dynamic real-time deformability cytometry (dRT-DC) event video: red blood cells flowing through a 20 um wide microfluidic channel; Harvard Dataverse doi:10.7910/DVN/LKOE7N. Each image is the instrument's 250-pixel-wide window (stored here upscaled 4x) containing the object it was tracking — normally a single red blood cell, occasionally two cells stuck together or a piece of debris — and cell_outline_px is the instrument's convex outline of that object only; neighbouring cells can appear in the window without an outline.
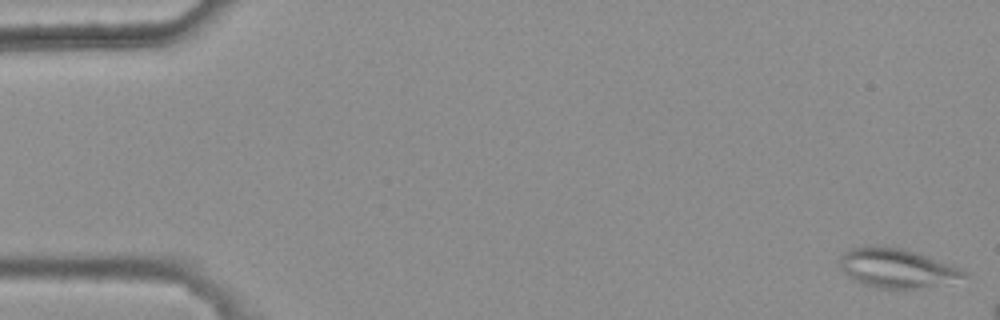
{"species": "common noctule bat (a hibernating species)", "species_latin": "Nyctalus noctula", "temperature_condition": "warm", "stored_images_in_passage": 4, "camera_frame_rate_fps": 3000, "um_per_image_px": 0.085, "animal": {"sex": "female", "body_mass_g": 25.1}, "frame": {"image": 1, "passage_image": 1, "time_ms": 0.0, "image_size_px": [1000, 320], "cell_outline_px": [[972, 276], [920, 288], [872, 288], [852, 280], [840, 268], [840, 256], [848, 248], [868, 244], [876, 244], [900, 248], [920, 252], [952, 264], [968, 272]], "centroid_in_image_um": [76.21, 22.75], "position_along_channel_um": 8.8, "area_um2": 29.07}}